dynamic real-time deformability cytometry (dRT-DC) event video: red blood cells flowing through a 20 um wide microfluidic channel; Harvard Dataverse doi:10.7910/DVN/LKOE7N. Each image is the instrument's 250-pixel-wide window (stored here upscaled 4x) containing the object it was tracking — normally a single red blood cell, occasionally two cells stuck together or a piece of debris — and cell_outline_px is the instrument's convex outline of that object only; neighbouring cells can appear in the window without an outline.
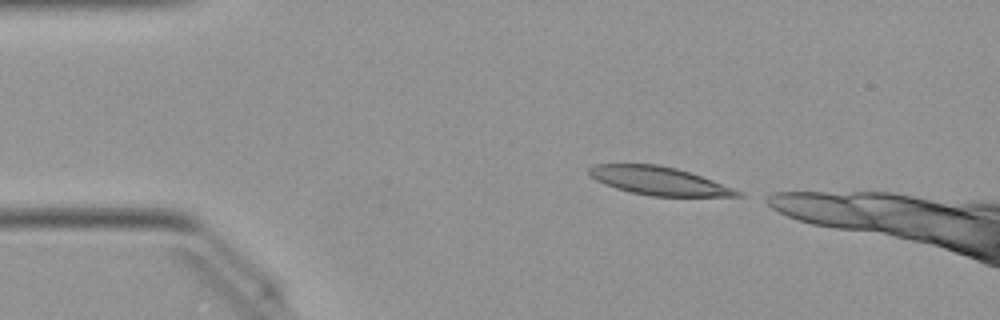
{"species": "Egyptian fruit bat (a non-hibernating species)", "species_latin": "Rousettus aegyptiacus", "temperature_condition": "warm", "stored_images_in_passage": 34, "camera_frame_rate_fps": 3000, "um_per_image_px": 0.085, "animal": {"sex": "female"}, "frame": {"image": 1, "passage_image": 1, "time_ms": 0.0, "image_size_px": [1000, 320], "cell_outline_px": [[744, 196], [652, 196], [628, 192], [604, 184], [588, 176], [588, 168], [596, 164], [656, 164], [676, 168], [712, 180], [744, 192]], "centroid_in_image_um": [55.97, 15.37], "position_along_channel_um": 29.0, "area_um2": 24.39}}
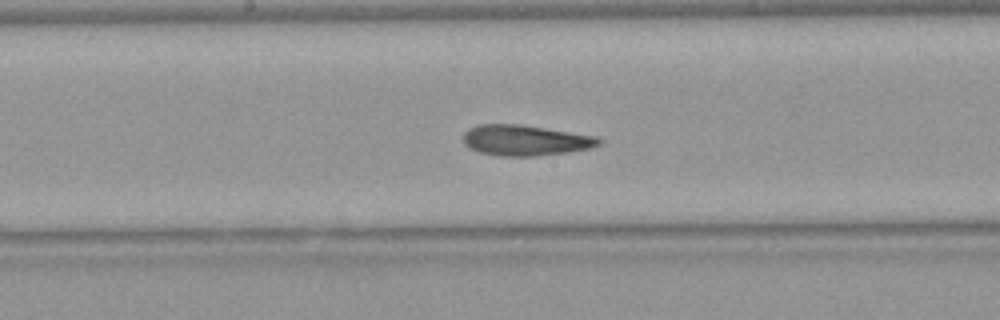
{"frame": {"image": 2, "passage_image": 18, "time_ms": 5.667, "image_size_px": [1000, 320], "cell_outline_px": [[604, 140], [600, 144], [592, 148], [568, 152], [536, 156], [500, 156], [480, 152], [464, 144], [464, 132], [468, 128], [480, 124], [516, 124], [544, 128], [596, 136]], "centroid_in_image_um": [44.67, 11.93], "position_along_channel_um": 203.5, "area_um2": 24.1}}
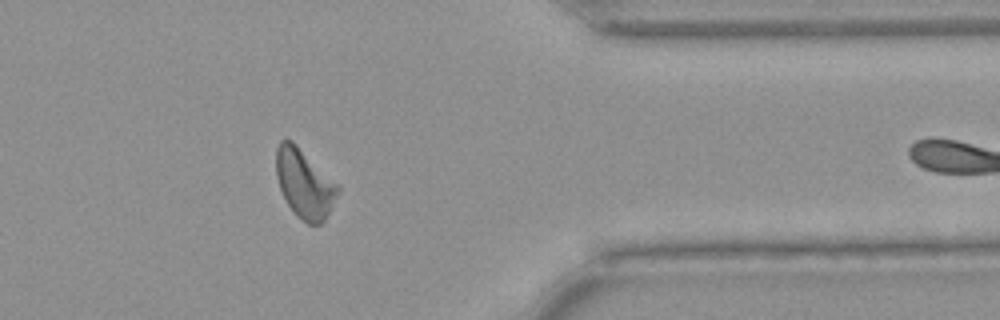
{"frame": {"image": 3, "passage_image": 33, "time_ms": 10.667, "image_size_px": [1000, 320], "cell_outline_px": [[340, 188], [324, 220], [320, 224], [308, 224], [296, 216], [288, 204], [280, 188], [276, 176], [276, 148], [280, 140], [292, 140]], "centroid_in_image_um": [25.83, 15.6], "position_along_channel_um": 385.6, "area_um2": 24.04}}